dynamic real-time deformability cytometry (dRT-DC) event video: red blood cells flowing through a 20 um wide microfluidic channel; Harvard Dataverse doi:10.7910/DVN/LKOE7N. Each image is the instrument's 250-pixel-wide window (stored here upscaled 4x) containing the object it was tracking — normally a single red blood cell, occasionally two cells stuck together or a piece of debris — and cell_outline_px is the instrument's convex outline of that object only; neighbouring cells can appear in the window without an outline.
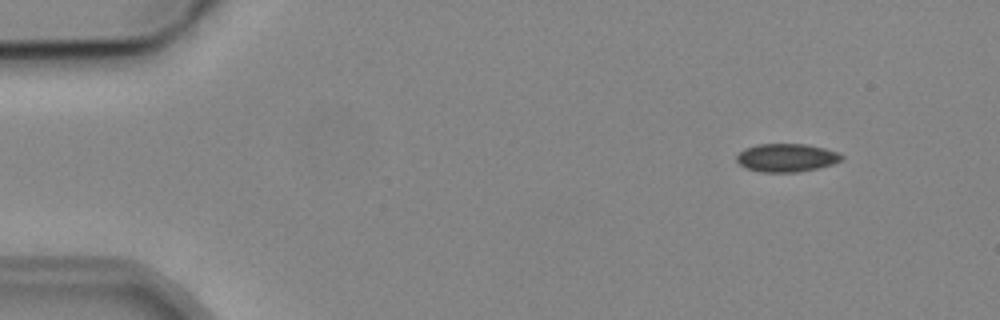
{"species": "common noctule bat (a hibernating species)", "species_latin": "Nyctalus noctula", "temperature_condition": "cold", "stored_images_in_passage": 4, "camera_frame_rate_fps": 3000, "um_per_image_px": 0.085, "animal": {"sex": "male", "body_mass_g": 19.2, "forearm_length_mm": 51.8}, "frame": {"image": 1, "passage_image": 2, "time_ms": 2.0, "image_size_px": [1000, 320], "cell_outline_px": [[844, 156], [840, 160], [832, 164], [820, 168], [796, 172], [764, 172], [748, 168], [740, 164], [736, 160], [736, 156], [744, 148], [760, 144], [804, 144], [824, 148], [836, 152]], "centroid_in_image_um": [66.85, 13.4], "position_along_channel_um": 18.1, "area_um2": 17.05}}
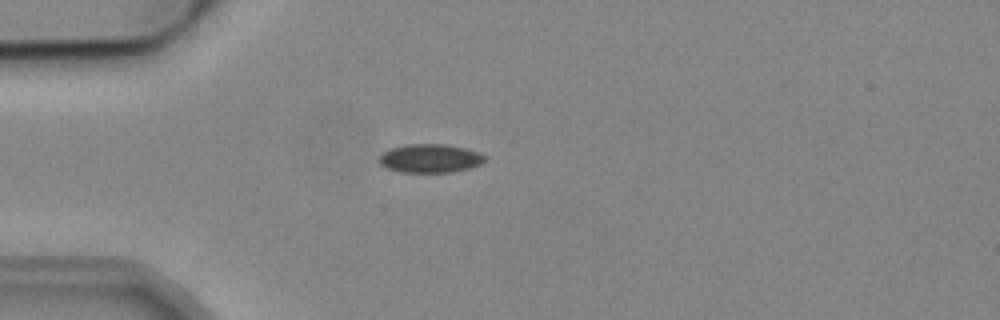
{"frame": {"image": 2, "passage_image": 4, "time_ms": 5.0, "image_size_px": [1000, 320], "cell_outline_px": [[488, 160], [480, 164], [468, 168], [452, 172], [400, 172], [388, 168], [380, 164], [380, 156], [384, 152], [392, 148], [408, 144], [444, 144], [464, 148], [488, 156]], "centroid_in_image_um": [36.6, 13.46], "position_along_channel_um": 48.4, "area_um2": 17.46}}